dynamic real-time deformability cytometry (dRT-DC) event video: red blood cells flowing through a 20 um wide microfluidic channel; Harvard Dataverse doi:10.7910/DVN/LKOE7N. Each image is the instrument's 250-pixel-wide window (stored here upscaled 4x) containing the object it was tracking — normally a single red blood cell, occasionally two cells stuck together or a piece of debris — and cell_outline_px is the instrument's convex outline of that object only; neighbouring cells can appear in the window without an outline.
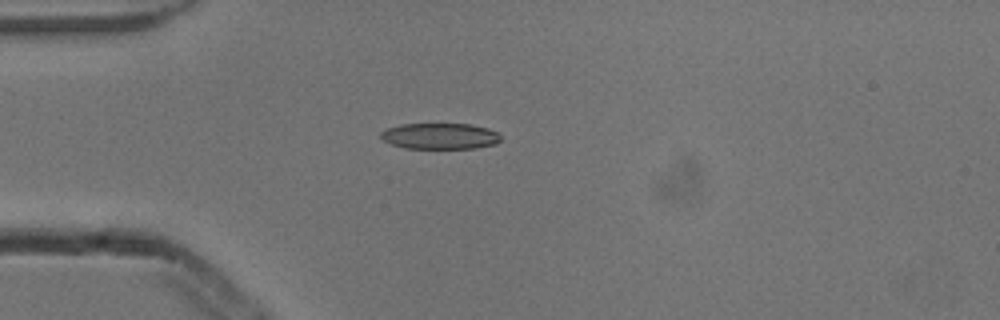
{"species": "common noctule bat (a hibernating species)", "species_latin": "Nyctalus noctula", "temperature_condition": "cold", "stored_images_in_passage": 5, "camera_frame_rate_fps": 3000, "um_per_image_px": 0.085, "animal": {"sex": "male", "body_mass_g": 13.3}, "frame": {"image": 1, "passage_image": 5, "time_ms": 1.333, "image_size_px": [1000, 320], "cell_outline_px": [[500, 140], [496, 144], [476, 148], [404, 148], [392, 144], [384, 140], [380, 136], [380, 132], [388, 128], [400, 124], [472, 124], [488, 128], [496, 132], [500, 136]], "centroid_in_image_um": [37.41, 11.56], "position_along_channel_um": 47.6, "area_um2": 18.15}}